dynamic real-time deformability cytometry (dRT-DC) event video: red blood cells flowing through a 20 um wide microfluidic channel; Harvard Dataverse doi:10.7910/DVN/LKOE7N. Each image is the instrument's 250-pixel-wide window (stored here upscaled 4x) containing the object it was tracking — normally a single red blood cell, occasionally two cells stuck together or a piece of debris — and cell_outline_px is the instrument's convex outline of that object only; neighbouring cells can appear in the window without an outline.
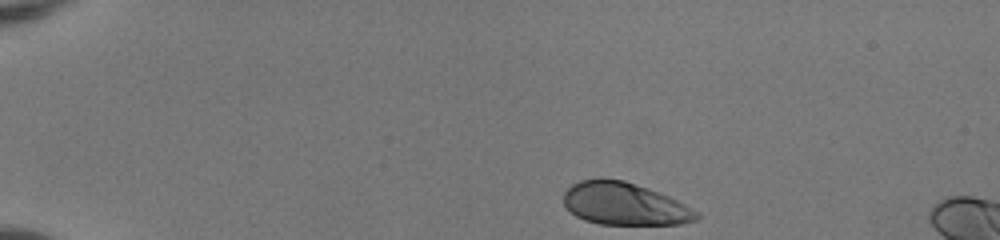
{"species": "human", "species_latin": "Homo sapiens", "temperature_condition": "room temperature", "stored_images_in_passage": 42, "camera_frame_rate_fps": 3000, "um_per_image_px": 0.085, "donor": {"sex": "female"}, "frame": {"image": 1, "passage_image": 1, "time_ms": 0.0, "image_size_px": [1000, 240], "cell_outline_px": [[700, 216], [696, 220], [680, 224], [600, 224], [584, 220], [576, 216], [564, 204], [564, 192], [572, 184], [580, 180], [624, 180], [648, 188], [668, 196], [700, 212]], "centroid_in_image_um": [53.1, 17.35], "position_along_channel_um": 31.9, "area_um2": 32.48}}
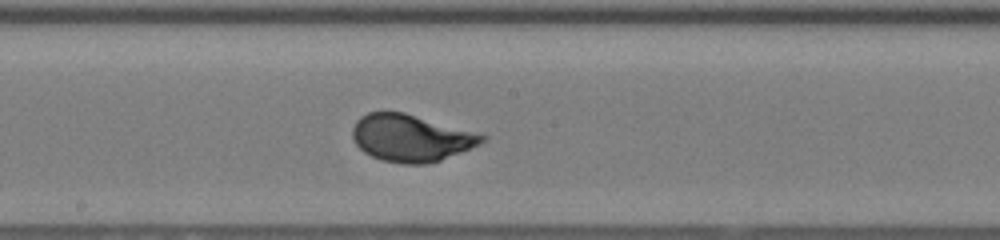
{"frame": {"image": 2, "passage_image": 21, "time_ms": 6.667, "image_size_px": [1000, 240], "cell_outline_px": [[488, 140], [480, 144], [440, 160], [424, 164], [404, 164], [380, 160], [364, 152], [352, 140], [352, 128], [356, 120], [360, 116], [368, 112], [404, 112], [488, 136]], "centroid_in_image_um": [34.89, 11.73], "position_along_channel_um": 213.3, "area_um2": 35.37}}
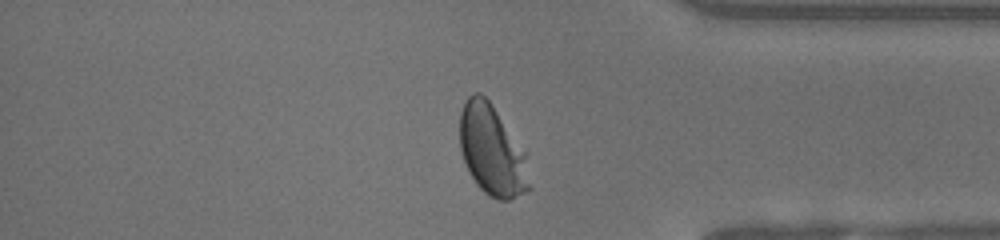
{"frame": {"image": 3, "passage_image": 35, "time_ms": 11.333, "image_size_px": [1000, 240], "cell_outline_px": [[532, 188], [528, 192], [508, 200], [500, 200], [488, 196], [476, 184], [468, 172], [460, 148], [460, 112], [468, 96], [472, 92], [480, 92], [492, 104], [528, 152]], "centroid_in_image_um": [41.89, 12.81], "position_along_channel_um": 393.3, "area_um2": 37.8}, "authors_computed_cell_mechanics": {"area_um2": 34.6511, "velocity_mm_per_s": 4.0777, "shape_relaxation_time_tau1_ms": 1.9008, "shape_relaxation_time_tau2_ms": null, "deformation_change_tau1": 0.1401, "deformation_change_tau2": null}}